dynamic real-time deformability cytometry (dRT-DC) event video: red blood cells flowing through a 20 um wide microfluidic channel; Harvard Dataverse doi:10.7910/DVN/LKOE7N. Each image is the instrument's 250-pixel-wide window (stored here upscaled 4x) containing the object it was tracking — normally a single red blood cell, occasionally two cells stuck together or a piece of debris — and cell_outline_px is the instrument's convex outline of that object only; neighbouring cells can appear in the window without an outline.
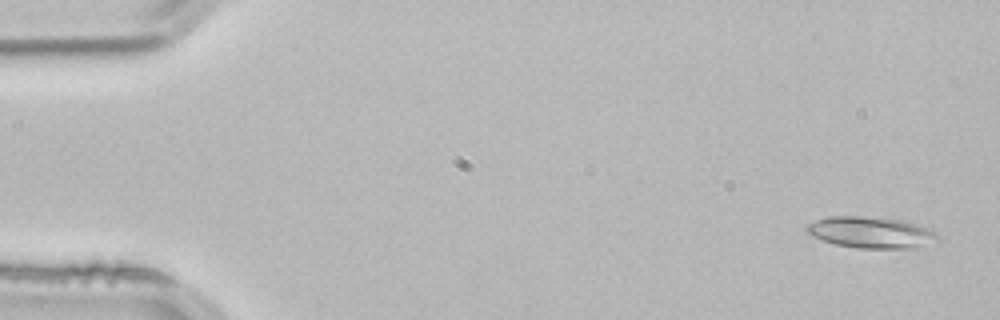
{"species": "common noctule bat (a hibernating species)", "species_latin": "Nyctalus noctula", "temperature_condition": "room temperature", "stored_images_in_passage": 52, "camera_frame_rate_fps": 3000, "um_per_image_px": 0.085, "animal": {"sex": "male", "body_mass_g": 21.5, "forearm_length_mm": 52.0}, "frame": {"image": 1, "passage_image": 2, "time_ms": 0.333, "image_size_px": [1000, 320], "cell_outline_px": [[940, 240], [916, 248], [860, 248], [836, 244], [820, 240], [804, 232], [804, 228], [808, 224], [816, 220], [828, 216], [860, 216], [904, 220], [920, 224], [928, 228], [940, 236]], "centroid_in_image_um": [74.04, 19.75], "position_along_channel_um": 11.0, "area_um2": 24.22}}
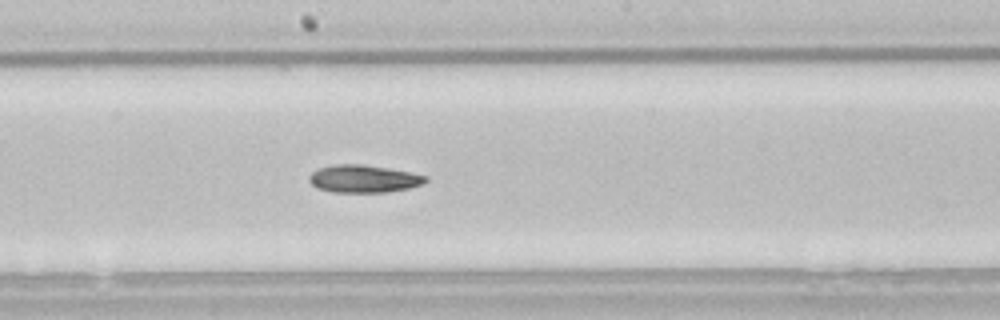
{"frame": {"image": 2, "passage_image": 28, "time_ms": 9.0, "image_size_px": [1000, 320], "cell_outline_px": [[428, 180], [424, 184], [408, 188], [388, 192], [332, 192], [316, 188], [308, 180], [308, 176], [316, 168], [332, 164], [364, 164], [412, 172], [428, 176]], "centroid_in_image_um": [30.9, 15.18], "position_along_channel_um": 217.3, "area_um2": 19.07}}
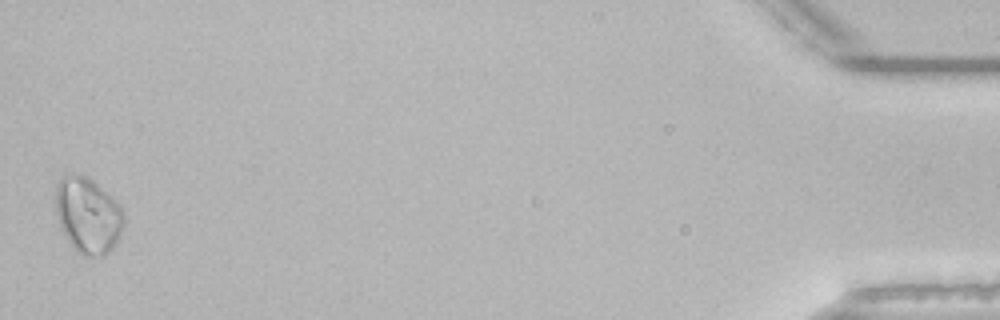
{"frame": {"image": 3, "passage_image": 52, "time_ms": 17.0, "image_size_px": [1000, 320], "cell_outline_px": [[124, 224], [116, 244], [104, 256], [84, 256], [76, 252], [64, 236], [60, 228], [56, 216], [56, 184], [64, 176], [72, 172], [76, 172], [88, 176], [116, 200], [124, 212]], "centroid_in_image_um": [7.46, 18.3], "position_along_channel_um": 427.7, "area_um2": 30.69}, "authors_computed_cell_mechanics": {"area_um2": 20.1722, "velocity_mm_per_s": 3.832, "shape_relaxation_time_tau1_ms": 3.9161, "shape_relaxation_time_tau2_ms": null, "deformation_change_tau1": 0.1005, "deformation_change_tau2": null}}